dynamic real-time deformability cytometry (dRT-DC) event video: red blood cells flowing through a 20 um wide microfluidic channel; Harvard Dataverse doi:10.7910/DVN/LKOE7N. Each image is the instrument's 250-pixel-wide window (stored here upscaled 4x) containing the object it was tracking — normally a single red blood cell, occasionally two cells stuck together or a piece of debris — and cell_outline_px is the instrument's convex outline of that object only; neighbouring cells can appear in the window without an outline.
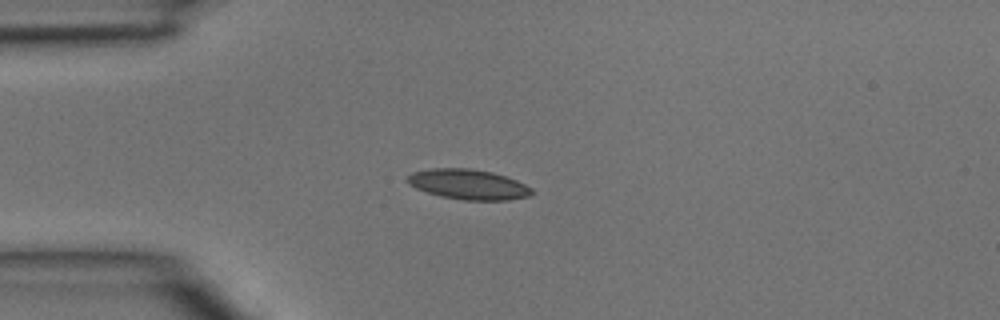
{"species": "common noctule bat (a hibernating species)", "species_latin": "Nyctalus noctula", "temperature_condition": "room temperature", "stored_images_in_passage": 1, "camera_frame_rate_fps": 3000, "um_per_image_px": 0.085, "animal": {"sex": "male", "body_mass_g": 15.6}, "frame": {"image": 1, "passage_image": 1, "time_ms": 0.0, "image_size_px": [1000, 320], "cell_outline_px": [[536, 192], [528, 196], [508, 200], [464, 200], [440, 196], [416, 188], [408, 184], [404, 180], [412, 172], [432, 168], [472, 168], [492, 172], [516, 180], [532, 188]], "centroid_in_image_um": [39.8, 15.67], "position_along_channel_um": 45.2, "area_um2": 21.91}}